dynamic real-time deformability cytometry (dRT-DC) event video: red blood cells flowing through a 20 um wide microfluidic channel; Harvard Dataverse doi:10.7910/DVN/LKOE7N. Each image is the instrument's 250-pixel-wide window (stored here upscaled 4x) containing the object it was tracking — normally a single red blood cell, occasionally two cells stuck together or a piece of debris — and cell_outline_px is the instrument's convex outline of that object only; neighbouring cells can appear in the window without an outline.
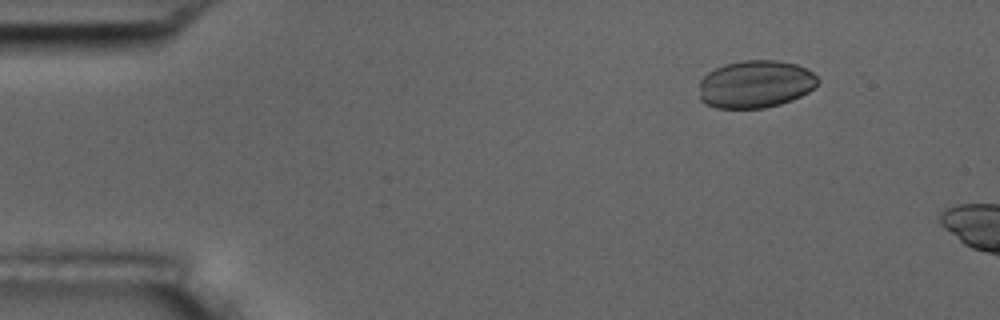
{"species": "common noctule bat (a hibernating species)", "species_latin": "Nyctalus noctula", "temperature_condition": "room temperature", "stored_images_in_passage": 3, "camera_frame_rate_fps": 3000, "um_per_image_px": 0.085, "animal": {"sex": "male", "body_mass_g": 17.5, "forearm_length_mm": 52.3}, "frame": {"image": 1, "passage_image": 1, "time_ms": 0.0, "image_size_px": [1000, 320], "cell_outline_px": [[820, 80], [808, 92], [792, 100], [780, 104], [764, 108], [716, 108], [704, 104], [700, 100], [700, 80], [708, 72], [724, 64], [744, 60], [776, 60], [796, 64], [808, 68]], "centroid_in_image_um": [64.2, 7.15], "position_along_channel_um": 20.8, "area_um2": 33.06}}